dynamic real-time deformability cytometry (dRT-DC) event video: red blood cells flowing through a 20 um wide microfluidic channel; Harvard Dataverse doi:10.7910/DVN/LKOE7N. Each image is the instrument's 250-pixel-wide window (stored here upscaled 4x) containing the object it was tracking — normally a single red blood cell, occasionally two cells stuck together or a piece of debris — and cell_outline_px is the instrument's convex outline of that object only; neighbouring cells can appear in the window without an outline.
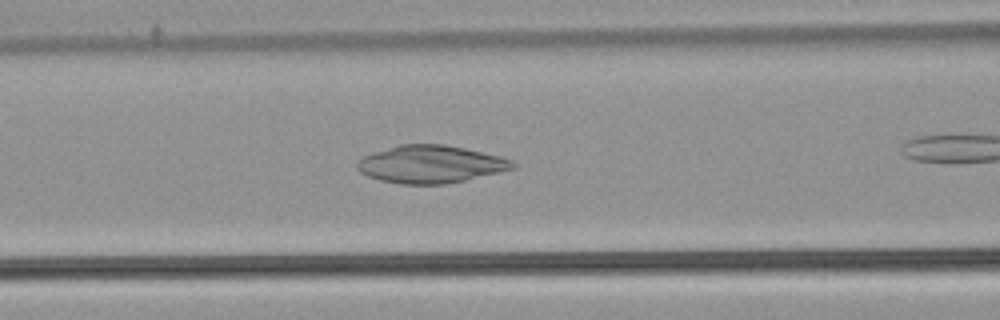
{"species": "common noctule bat (a hibernating species)", "species_latin": "Nyctalus noctula", "temperature_condition": "warm", "stored_images_in_passage": 25, "camera_frame_rate_fps": 3000, "um_per_image_px": 0.085, "animal": {"sex": "male", "body_mass_g": 21.5, "forearm_length_mm": 52.0}, "frame": {"image": 1, "passage_image": 15, "time_ms": 4.667, "image_size_px": [1000, 320], "cell_outline_px": [[516, 168], [500, 172], [464, 180], [444, 184], [400, 184], [380, 180], [368, 176], [360, 172], [356, 168], [356, 160], [364, 156], [400, 144], [444, 144], [464, 148], [500, 156], [512, 160], [516, 164]], "centroid_in_image_um": [36.6, 13.96], "position_along_channel_um": 130.0, "area_um2": 33.99}}
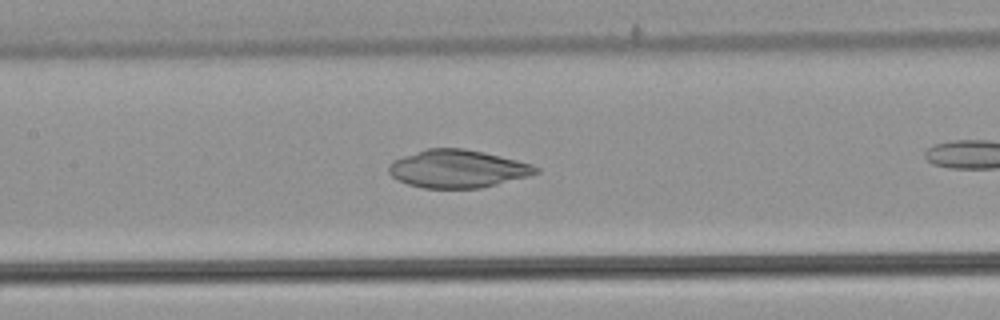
{"frame": {"image": 2, "passage_image": 18, "time_ms": 5.667, "image_size_px": [1000, 320], "cell_outline_px": [[540, 172], [528, 176], [480, 188], [424, 188], [408, 184], [396, 180], [388, 172], [388, 164], [404, 156], [428, 148], [464, 148], [500, 156], [532, 164], [540, 168]], "centroid_in_image_um": [38.89, 14.35], "position_along_channel_um": 168.5, "area_um2": 32.25}}